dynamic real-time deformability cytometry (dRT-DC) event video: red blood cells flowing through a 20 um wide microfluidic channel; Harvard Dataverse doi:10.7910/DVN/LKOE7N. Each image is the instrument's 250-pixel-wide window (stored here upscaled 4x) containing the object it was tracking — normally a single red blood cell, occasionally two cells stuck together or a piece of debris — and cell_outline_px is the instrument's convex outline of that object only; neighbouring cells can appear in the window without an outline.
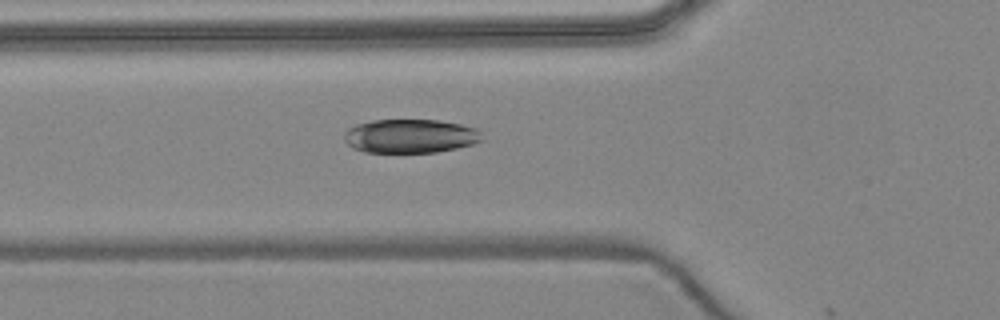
{"species": "common noctule bat (a hibernating species)", "species_latin": "Nyctalus noctula", "temperature_condition": "warm", "stored_images_in_passage": 4, "camera_frame_rate_fps": 3000, "um_per_image_px": 0.085, "animal": {"sex": "female", "body_mass_g": 24.6, "forearm_length_mm": 56.2}, "frame": {"image": 1, "passage_image": 4, "time_ms": 3.667, "image_size_px": [1000, 320], "cell_outline_px": [[484, 140], [472, 144], [456, 148], [436, 152], [364, 152], [352, 148], [344, 140], [344, 132], [348, 128], [356, 124], [372, 120], [440, 120], [460, 124], [476, 128], [480, 132]], "centroid_in_image_um": [34.86, 11.56], "position_along_channel_um": 90.9, "area_um2": 27.28}}